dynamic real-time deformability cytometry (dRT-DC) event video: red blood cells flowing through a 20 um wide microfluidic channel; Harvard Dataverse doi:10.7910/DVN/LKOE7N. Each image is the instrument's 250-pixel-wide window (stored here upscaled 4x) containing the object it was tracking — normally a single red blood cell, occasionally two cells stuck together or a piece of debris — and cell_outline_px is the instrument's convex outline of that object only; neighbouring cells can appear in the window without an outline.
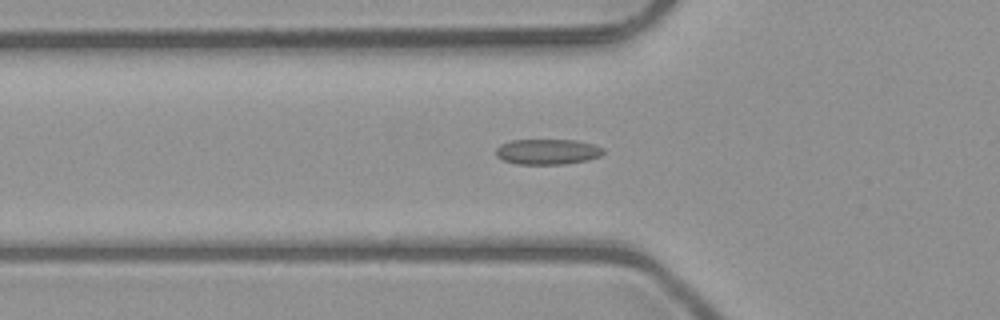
{"species": "common noctule bat (a hibernating species)", "species_latin": "Nyctalus noctula", "temperature_condition": "room temperature", "stored_images_in_passage": 51, "camera_frame_rate_fps": 3000, "um_per_image_px": 0.085, "animal": {"sex": "male", "body_mass_g": 23.1, "forearm_length_mm": 52.7}, "frame": {"image": 1, "passage_image": 17, "time_ms": 5.333, "image_size_px": [1000, 320], "cell_outline_px": [[604, 152], [600, 156], [588, 160], [564, 164], [516, 164], [504, 160], [496, 156], [496, 148], [500, 144], [512, 140], [576, 140], [592, 144], [604, 148]], "centroid_in_image_um": [46.53, 12.89], "position_along_channel_um": 79.3, "area_um2": 15.95}}
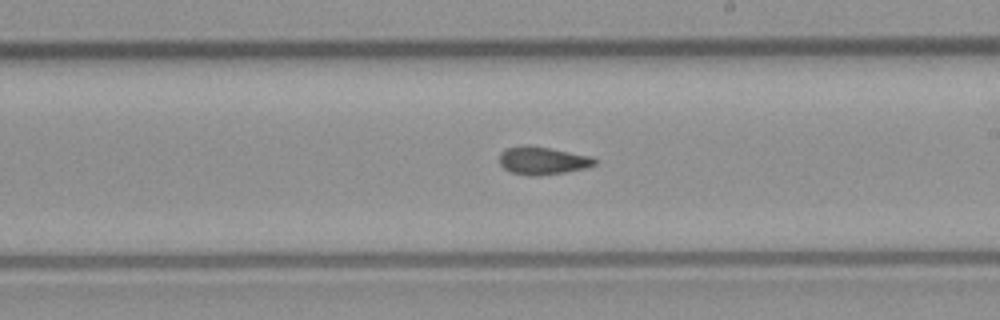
{"frame": {"image": 2, "passage_image": 29, "time_ms": 9.333, "image_size_px": [1000, 320], "cell_outline_px": [[596, 164], [588, 168], [540, 176], [528, 176], [512, 172], [504, 168], [500, 164], [500, 152], [508, 148], [548, 148], [592, 156], [596, 160]], "centroid_in_image_um": [46.18, 13.7], "position_along_channel_um": 242.8, "area_um2": 14.91}}
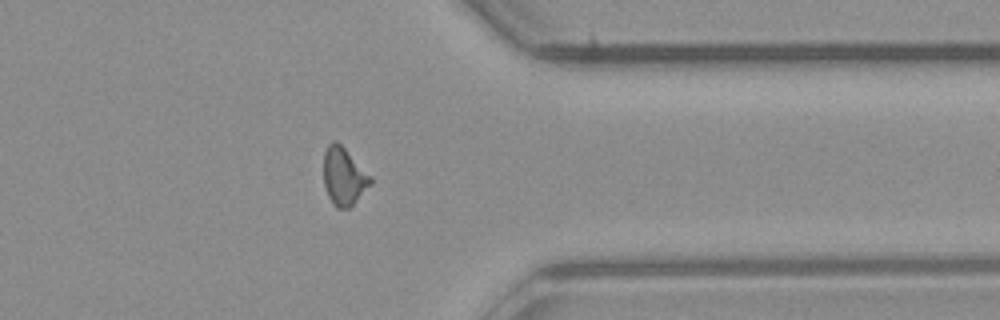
{"frame": {"image": 3, "passage_image": 40, "time_ms": 13.0, "image_size_px": [1000, 320], "cell_outline_px": [[372, 184], [348, 208], [336, 208], [328, 196], [324, 184], [324, 152], [328, 144], [332, 140], [336, 140], [372, 176]], "centroid_in_image_um": [29.22, 14.98], "position_along_channel_um": 382.2, "area_um2": 15.66}, "authors_computed_cell_mechanics": {"area_um2": 15.3748, "velocity_mm_per_s": 4.0637, "shape_relaxation_time_tau1_ms": null, "shape_relaxation_time_tau2_ms": 3.2239, "deformation_change_tau1": null, "deformation_change_tau2": 0.0903}}